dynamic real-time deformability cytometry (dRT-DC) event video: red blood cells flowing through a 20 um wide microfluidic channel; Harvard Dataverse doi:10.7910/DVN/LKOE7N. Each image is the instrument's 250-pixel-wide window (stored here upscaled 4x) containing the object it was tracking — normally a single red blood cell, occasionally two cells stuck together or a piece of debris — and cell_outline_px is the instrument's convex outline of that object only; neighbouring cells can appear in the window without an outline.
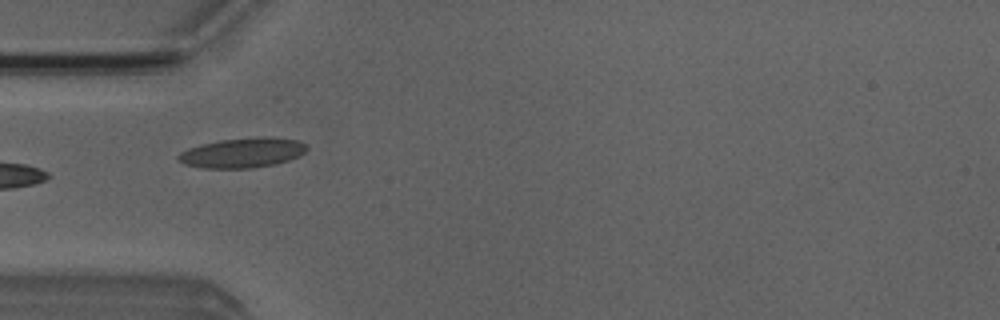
{"species": "Egyptian fruit bat (a non-hibernating species)", "species_latin": "Rousettus aegyptiacus", "temperature_condition": "room temperature", "stored_images_in_passage": 4, "camera_frame_rate_fps": 3000, "um_per_image_px": 0.085, "animal": {"sex": "male"}, "frame": {"image": 1, "passage_image": 1, "time_ms": 0.0, "image_size_px": [1000, 320], "cell_outline_px": [[308, 148], [300, 156], [288, 160], [272, 164], [252, 168], [204, 168], [184, 164], [176, 160], [176, 156], [180, 152], [188, 148], [200, 144], [220, 140], [256, 136], [272, 136], [296, 140], [304, 144]], "centroid_in_image_um": [20.57, 12.97], "position_along_channel_um": 64.4, "area_um2": 22.54}}